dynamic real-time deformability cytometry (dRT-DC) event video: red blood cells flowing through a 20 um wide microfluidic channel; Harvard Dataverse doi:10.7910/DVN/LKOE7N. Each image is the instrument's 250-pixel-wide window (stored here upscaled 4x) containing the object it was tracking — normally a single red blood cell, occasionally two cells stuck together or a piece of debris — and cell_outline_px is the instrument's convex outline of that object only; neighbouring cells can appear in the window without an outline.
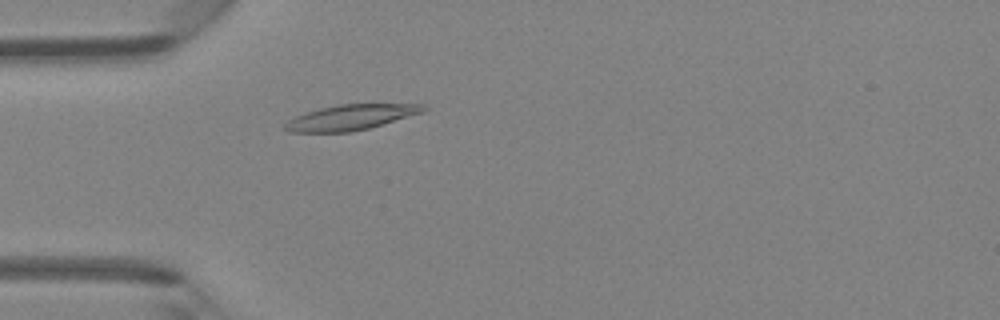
{"species": "Egyptian fruit bat (a non-hibernating species)", "species_latin": "Rousettus aegyptiacus", "temperature_condition": "room temperature", "stored_images_in_passage": 45, "camera_frame_rate_fps": 3000, "um_per_image_px": 0.085, "animal": {"sex": "female"}, "frame": {"image": 1, "passage_image": 12, "time_ms": 3.667, "image_size_px": [1000, 320], "cell_outline_px": [[428, 108], [424, 112], [368, 128], [352, 132], [288, 132], [284, 128], [284, 124], [288, 120], [296, 116], [320, 108], [340, 104], [424, 104]], "centroid_in_image_um": [29.82, 9.97], "position_along_channel_um": 55.2, "area_um2": 20.29}}
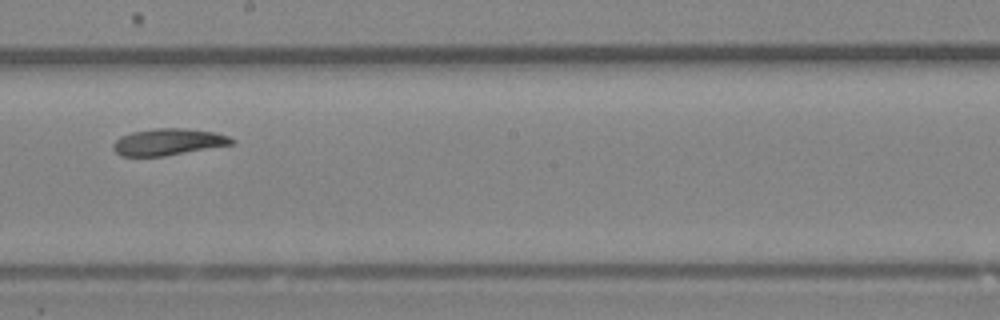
{"frame": {"image": 2, "passage_image": 25, "time_ms": 8.0, "image_size_px": [1000, 320], "cell_outline_px": [[236, 140], [232, 144], [164, 156], [120, 156], [112, 148], [112, 144], [120, 136], [132, 132], [156, 128], [184, 128], [212, 132], [228, 136]], "centroid_in_image_um": [14.26, 12.06], "position_along_channel_um": 233.9, "area_um2": 18.26}}
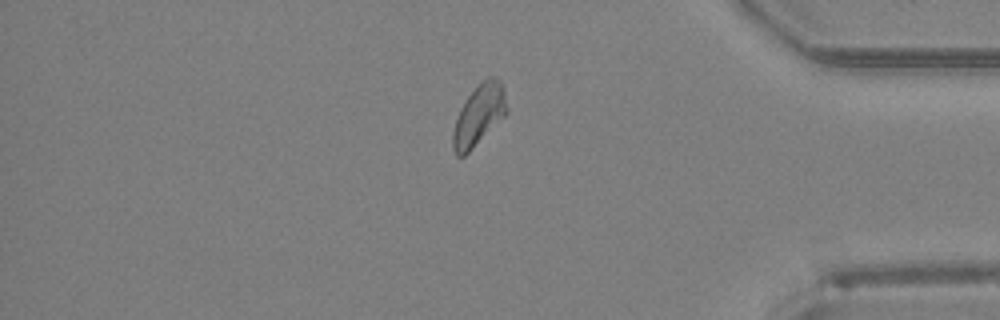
{"frame": {"image": 3, "passage_image": 38, "time_ms": 12.333, "image_size_px": [1000, 320], "cell_outline_px": [[508, 112], [464, 156], [456, 156], [452, 148], [452, 132], [460, 108], [468, 96], [488, 76], [496, 76], [500, 80], [504, 88], [508, 108]], "centroid_in_image_um": [40.71, 9.77], "position_along_channel_um": 394.5, "area_um2": 18.84}, "authors_computed_cell_mechanics": {"area_um2": 19.074, "velocity_mm_per_s": 4.2974, "shape_relaxation_time_tau1_ms": 5.715, "shape_relaxation_time_tau2_ms": 11.1946, "deformation_change_tau1": 0.1493, "deformation_change_tau2": 0.2138}}